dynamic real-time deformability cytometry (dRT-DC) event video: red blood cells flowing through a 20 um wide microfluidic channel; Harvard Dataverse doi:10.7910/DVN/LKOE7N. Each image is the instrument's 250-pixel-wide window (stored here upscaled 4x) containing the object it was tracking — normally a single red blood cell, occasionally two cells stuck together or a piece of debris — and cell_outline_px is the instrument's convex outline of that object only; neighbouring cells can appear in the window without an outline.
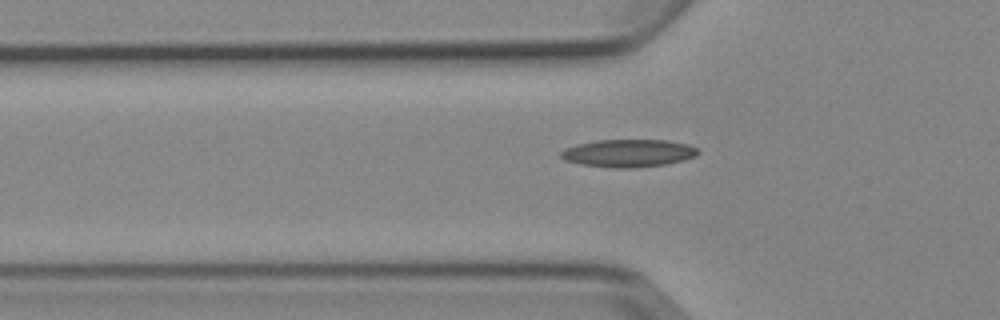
{"species": "Egyptian fruit bat (a non-hibernating species)", "species_latin": "Rousettus aegyptiacus", "temperature_condition": "cold", "stored_images_in_passage": 4, "segment_of_instrument_passage": [2, 2], "camera_frame_rate_fps": 3000, "um_per_image_px": 0.085, "animal": {"sex": "female"}, "frame": {"image": 1, "passage_image": 4, "time_ms": 3.667, "image_size_px": [1000, 320], "cell_outline_px": [[700, 152], [696, 156], [684, 160], [664, 164], [628, 168], [616, 168], [580, 164], [564, 160], [560, 156], [560, 152], [564, 148], [576, 144], [596, 140], [668, 140], [688, 144], [696, 148]], "centroid_in_image_um": [53.39, 13.01], "position_along_channel_um": 72.4, "area_um2": 22.14}}